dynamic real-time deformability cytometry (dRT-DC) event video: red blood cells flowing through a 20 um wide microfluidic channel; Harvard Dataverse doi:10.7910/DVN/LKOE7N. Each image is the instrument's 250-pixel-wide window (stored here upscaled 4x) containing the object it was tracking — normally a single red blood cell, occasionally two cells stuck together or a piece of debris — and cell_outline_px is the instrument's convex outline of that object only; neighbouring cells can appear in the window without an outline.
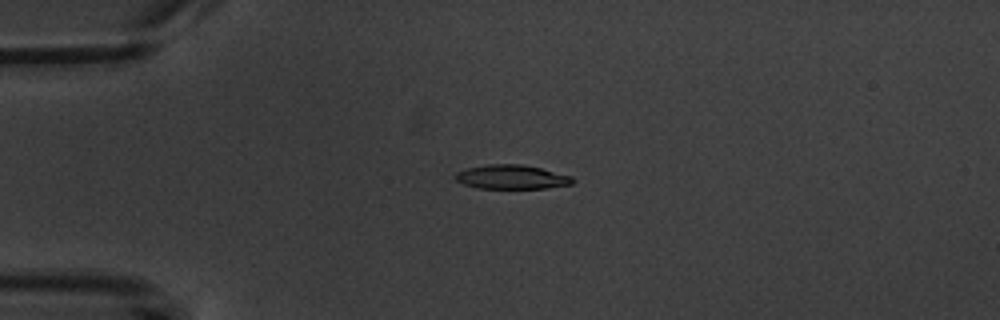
{"species": "common noctule bat (a hibernating species)", "species_latin": "Nyctalus noctula", "temperature_condition": "warm", "stored_images_in_passage": 4, "camera_frame_rate_fps": 3000, "um_per_image_px": 0.085, "animal": {"sex": "male", "body_mass_g": 20.1, "forearm_length_mm": 53.5}, "frame": {"image": 1, "passage_image": 3, "time_ms": 3.667, "image_size_px": [1000, 320], "cell_outline_px": [[576, 180], [572, 184], [548, 188], [476, 188], [464, 184], [456, 180], [452, 176], [456, 172], [468, 168], [488, 164], [520, 164], [540, 168], [572, 176]], "centroid_in_image_um": [43.48, 15.05], "position_along_channel_um": 41.5, "area_um2": 16.53}}